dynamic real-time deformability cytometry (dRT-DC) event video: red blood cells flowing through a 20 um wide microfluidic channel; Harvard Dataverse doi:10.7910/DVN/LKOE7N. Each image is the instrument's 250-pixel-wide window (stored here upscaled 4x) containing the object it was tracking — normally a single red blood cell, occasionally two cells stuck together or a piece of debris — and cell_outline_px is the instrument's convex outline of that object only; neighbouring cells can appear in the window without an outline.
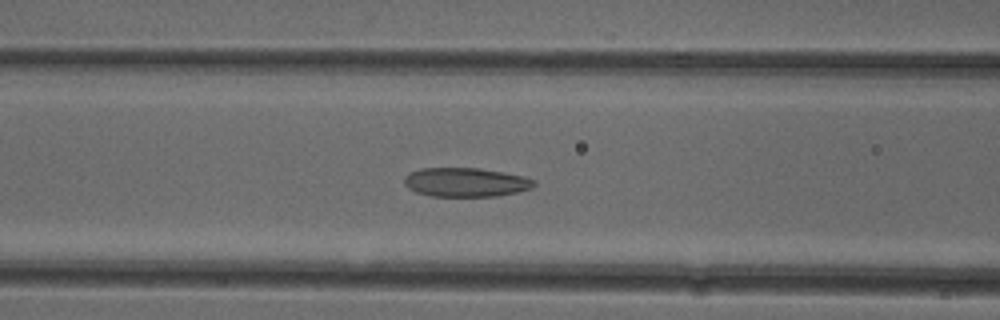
{"species": "common noctule bat (a hibernating species)", "species_latin": "Nyctalus noctula", "temperature_condition": "cold", "stored_images_in_passage": 39, "camera_frame_rate_fps": 3000, "um_per_image_px": 0.085, "animal": {"sex": "female"}, "frame": {"image": 1, "passage_image": 8, "time_ms": 2.333, "image_size_px": [1000, 320], "cell_outline_px": [[536, 184], [532, 188], [516, 192], [496, 196], [432, 196], [416, 192], [408, 188], [404, 184], [404, 176], [420, 168], [480, 168], [524, 176], [536, 180]], "centroid_in_image_um": [39.59, 15.49], "position_along_channel_um": 127.0, "area_um2": 21.96}}
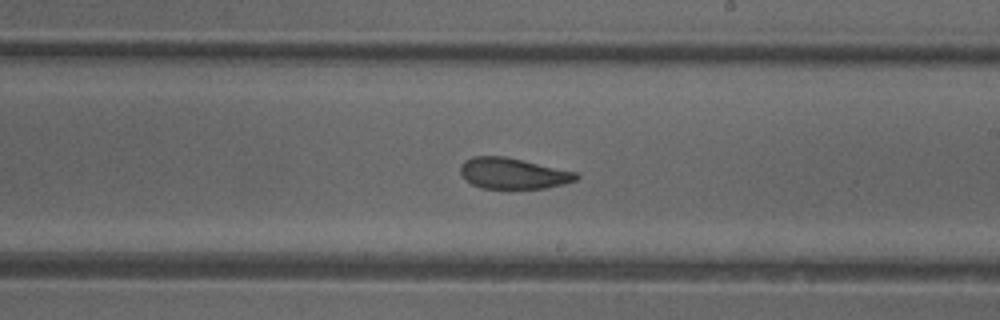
{"frame": {"image": 2, "passage_image": 17, "time_ms": 5.333, "image_size_px": [1000, 320], "cell_outline_px": [[580, 176], [576, 180], [564, 184], [544, 188], [480, 188], [472, 184], [460, 172], [460, 164], [464, 160], [472, 156], [504, 156], [576, 172]], "centroid_in_image_um": [43.59, 14.73], "position_along_channel_um": 245.4, "area_um2": 20.69}}
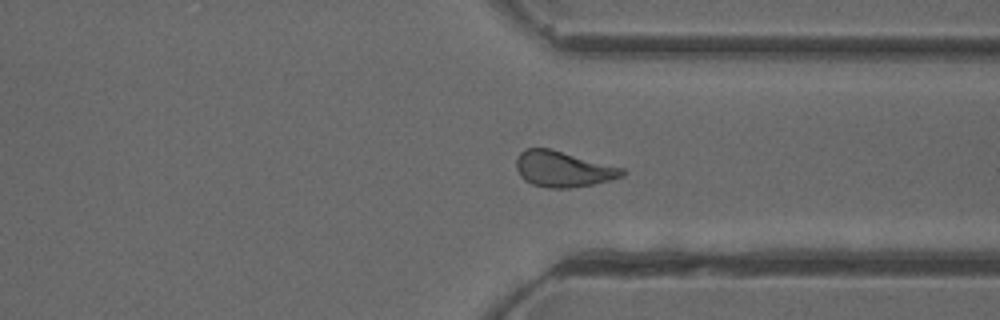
{"frame": {"image": 3, "passage_image": 26, "time_ms": 8.333, "image_size_px": [1000, 320], "cell_outline_px": [[628, 172], [624, 176], [592, 184], [568, 188], [548, 188], [532, 184], [524, 180], [520, 176], [516, 168], [516, 160], [520, 152], [524, 148], [552, 148], [624, 168]], "centroid_in_image_um": [47.86, 14.35], "position_along_channel_um": 363.5, "area_um2": 22.31}, "authors_computed_cell_mechanics": {"area_um2": 21.8484, "velocity_mm_per_s": 3.9442, "shape_relaxation_time_tau1_ms": null, "shape_relaxation_time_tau2_ms": 2.0845, "deformation_change_tau1": null, "deformation_change_tau2": 0.0963}}